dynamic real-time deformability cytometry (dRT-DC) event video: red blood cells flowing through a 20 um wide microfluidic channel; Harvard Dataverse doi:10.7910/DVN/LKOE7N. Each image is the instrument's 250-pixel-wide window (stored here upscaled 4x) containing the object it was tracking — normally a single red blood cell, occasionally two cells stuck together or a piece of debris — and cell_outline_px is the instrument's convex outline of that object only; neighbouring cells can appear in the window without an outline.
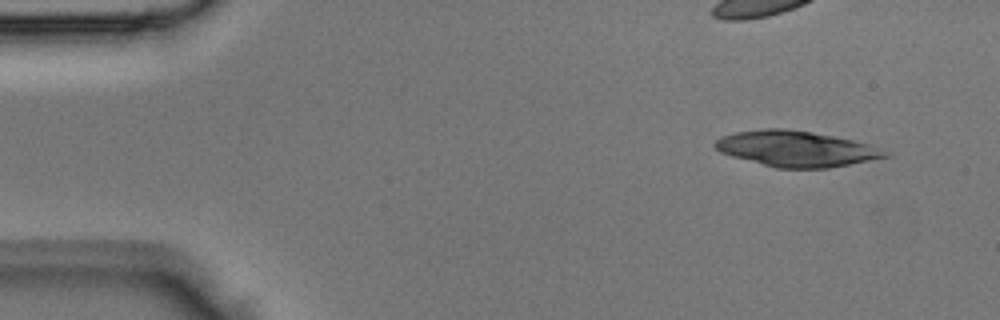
{"species": "Egyptian fruit bat (a non-hibernating species)", "species_latin": "Rousettus aegyptiacus", "temperature_condition": "room temperature", "stored_images_in_passage": 3, "camera_frame_rate_fps": 3000, "um_per_image_px": 0.085, "animal": {"sex": "male"}, "frame": {"image": 1, "passage_image": 1, "time_ms": 0.0, "image_size_px": [1000, 320], "cell_outline_px": [[892, 156], [828, 168], [776, 168], [732, 156], [720, 152], [712, 144], [716, 140], [724, 136], [736, 132], [760, 128], [784, 128], [812, 132], [852, 140], [868, 144], [880, 148], [888, 152]], "centroid_in_image_um": [67.67, 12.64], "position_along_channel_um": 17.3, "area_um2": 35.2}}